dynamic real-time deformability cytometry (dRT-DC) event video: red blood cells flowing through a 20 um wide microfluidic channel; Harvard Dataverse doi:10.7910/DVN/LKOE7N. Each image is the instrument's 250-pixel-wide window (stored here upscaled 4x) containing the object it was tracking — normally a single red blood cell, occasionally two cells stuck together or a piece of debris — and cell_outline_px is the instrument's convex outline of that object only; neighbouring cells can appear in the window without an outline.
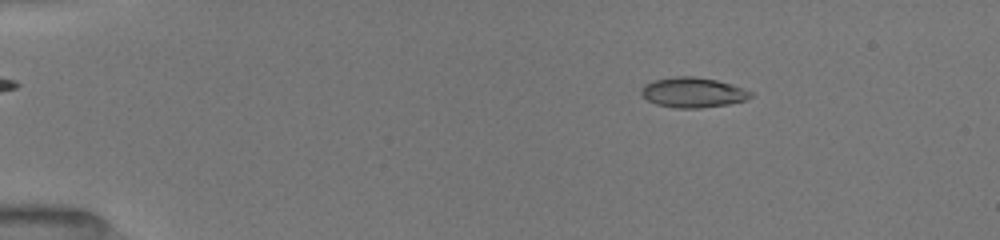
{"species": "common noctule bat (a hibernating species)", "species_latin": "Nyctalus noctula", "temperature_condition": "room temperature", "stored_images_in_passage": 9, "camera_frame_rate_fps": 3000, "um_per_image_px": 0.085, "animal": {"sex": "female", "body_mass_g": 19.5, "forearm_length_mm": 54.1}, "frame": {"image": 1, "passage_image": 3, "time_ms": 1.667, "image_size_px": [1000, 240], "cell_outline_px": [[752, 96], [744, 100], [728, 104], [700, 108], [676, 108], [656, 104], [648, 100], [640, 92], [640, 88], [644, 84], [652, 80], [676, 76], [696, 76], [716, 80], [732, 84], [752, 92]], "centroid_in_image_um": [58.86, 7.85], "position_along_channel_um": 26.1, "area_um2": 19.19}}
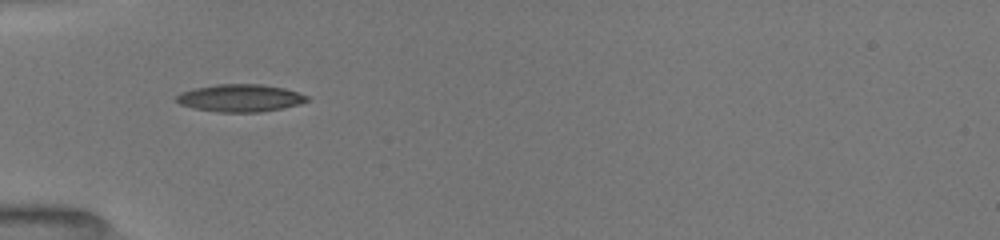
{"frame": {"image": 2, "passage_image": 7, "time_ms": 4.667, "image_size_px": [1000, 240], "cell_outline_px": [[308, 100], [300, 104], [284, 108], [260, 112], [216, 112], [196, 108], [180, 104], [176, 100], [176, 96], [180, 92], [196, 88], [216, 84], [260, 84], [284, 88], [308, 96]], "centroid_in_image_um": [20.42, 8.33], "position_along_channel_um": 64.6, "area_um2": 20.81}}
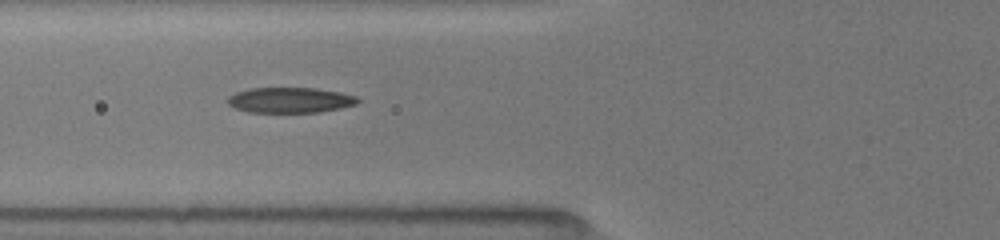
{"frame": {"image": 3, "passage_image": 8, "time_ms": 5.667, "image_size_px": [1000, 240], "cell_outline_px": [[360, 100], [356, 104], [340, 108], [320, 112], [248, 112], [236, 108], [228, 104], [228, 96], [236, 92], [248, 88], [316, 88], [340, 92], [356, 96]], "centroid_in_image_um": [24.66, 8.5], "position_along_channel_um": 101.1, "area_um2": 19.25}}